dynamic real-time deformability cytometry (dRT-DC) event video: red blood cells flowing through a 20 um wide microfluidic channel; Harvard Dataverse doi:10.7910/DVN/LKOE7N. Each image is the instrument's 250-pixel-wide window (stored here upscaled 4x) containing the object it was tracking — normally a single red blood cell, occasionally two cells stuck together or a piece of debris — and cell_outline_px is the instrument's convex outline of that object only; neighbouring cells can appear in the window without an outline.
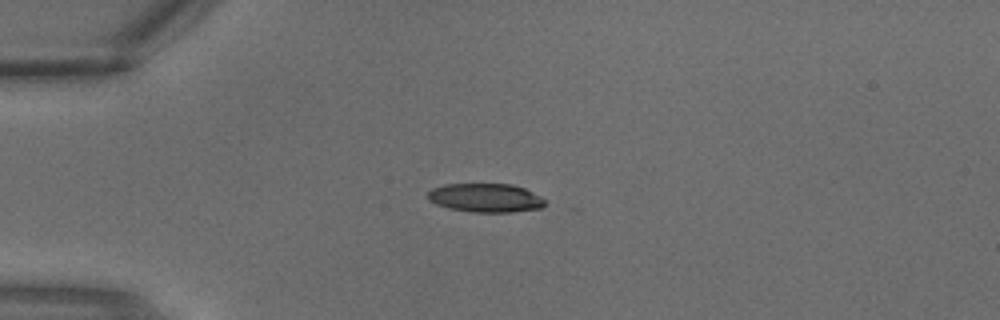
{"species": "common noctule bat (a hibernating species)", "species_latin": "Nyctalus noctula", "temperature_condition": "warm", "stored_images_in_passage": 1, "camera_frame_rate_fps": 3000, "um_per_image_px": 0.085, "animal": {"sex": "male", "body_mass_g": 18.8}, "frame": {"image": 1, "passage_image": 1, "time_ms": 0.0, "image_size_px": [1000, 320], "cell_outline_px": [[544, 204], [540, 208], [512, 212], [472, 212], [448, 208], [436, 204], [428, 200], [428, 192], [432, 188], [444, 184], [512, 184], [524, 188], [540, 196], [544, 200]], "centroid_in_image_um": [41.24, 16.81], "position_along_channel_um": 43.8, "area_um2": 19.59}}